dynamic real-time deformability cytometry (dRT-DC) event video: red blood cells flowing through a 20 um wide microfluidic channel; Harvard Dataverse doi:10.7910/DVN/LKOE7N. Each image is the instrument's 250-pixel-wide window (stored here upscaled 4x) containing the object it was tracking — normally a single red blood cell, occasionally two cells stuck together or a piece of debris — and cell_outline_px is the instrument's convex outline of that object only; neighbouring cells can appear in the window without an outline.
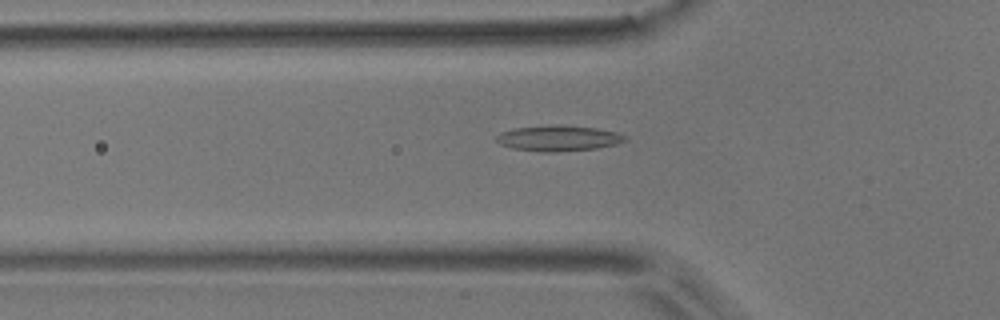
{"species": "common noctule bat (a hibernating species)", "species_latin": "Nyctalus noctula", "temperature_condition": "room temperature", "stored_images_in_passage": 50, "camera_frame_rate_fps": 3000, "um_per_image_px": 0.085, "animal": {"sex": "male", "body_mass_g": 17.9}, "frame": {"image": 1, "passage_image": 18, "time_ms": 5.667, "image_size_px": [1000, 320], "cell_outline_px": [[628, 140], [616, 144], [596, 148], [560, 152], [540, 152], [512, 148], [500, 144], [496, 140], [496, 136], [500, 132], [516, 128], [556, 124], [560, 124], [596, 128], [616, 132], [628, 136]], "centroid_in_image_um": [47.48, 11.75], "position_along_channel_um": 78.3, "area_um2": 19.42}}
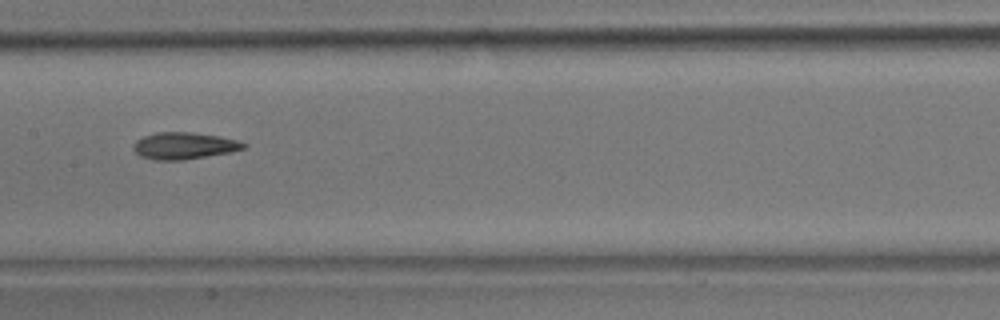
{"frame": {"image": 2, "passage_image": 27, "time_ms": 8.667, "image_size_px": [1000, 320], "cell_outline_px": [[248, 148], [232, 152], [184, 160], [152, 160], [140, 156], [132, 148], [132, 144], [136, 140], [144, 136], [156, 132], [192, 132], [220, 136], [236, 140], [248, 144]], "centroid_in_image_um": [15.66, 12.39], "position_along_channel_um": 191.7, "area_um2": 17.51}}
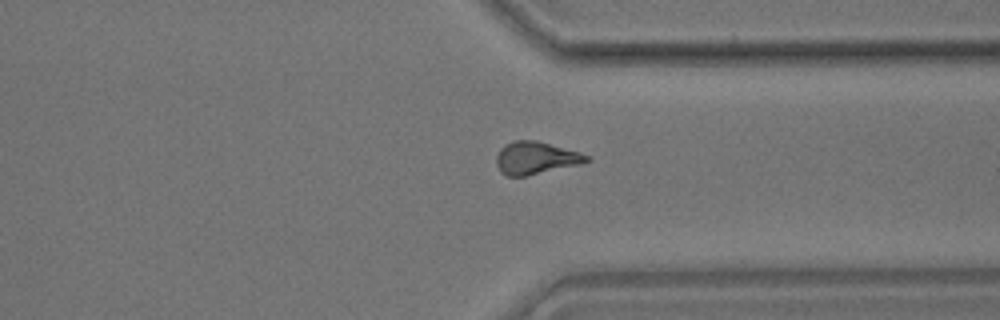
{"frame": {"image": 3, "passage_image": 41, "time_ms": 13.333, "image_size_px": [1000, 320], "cell_outline_px": [[592, 160], [580, 164], [524, 176], [508, 176], [500, 172], [496, 164], [496, 156], [500, 148], [504, 144], [516, 140], [536, 140], [580, 152], [588, 156]], "centroid_in_image_um": [45.51, 13.42], "position_along_channel_um": 365.9, "area_um2": 17.05}}